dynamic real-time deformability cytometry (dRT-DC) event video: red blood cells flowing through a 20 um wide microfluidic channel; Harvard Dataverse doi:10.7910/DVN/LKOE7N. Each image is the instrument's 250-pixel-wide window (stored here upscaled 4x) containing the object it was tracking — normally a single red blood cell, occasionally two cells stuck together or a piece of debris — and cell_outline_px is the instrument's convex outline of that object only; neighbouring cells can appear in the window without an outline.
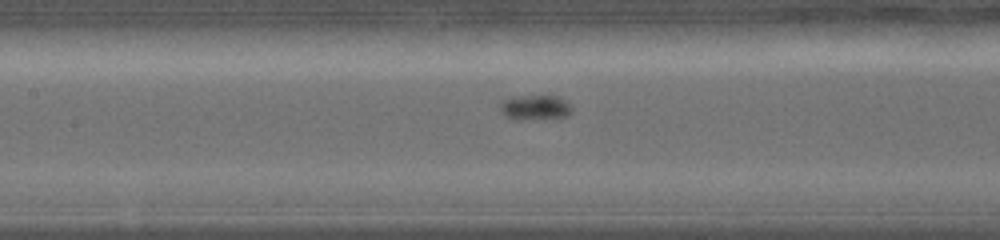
{"species": "common noctule bat (a hibernating species)", "species_latin": "Nyctalus noctula", "temperature_condition": "warm", "stored_images_in_passage": 15, "camera_frame_rate_fps": 5000, "um_per_image_px": 0.085, "animal": {"sex": "female", "body_mass_g": 19.0, "forearm_length_mm": 56.7}, "frame": {"image": 1, "passage_image": 13, "time_ms": 4.4, "image_size_px": [1000, 240], "cell_outline_px": [[572, 112], [568, 116], [516, 120], [512, 120], [504, 116], [500, 108], [500, 104], [504, 100], [512, 96], [560, 96], [572, 108]], "centroid_in_image_um": [45.45, 9.13], "position_along_channel_um": 161.9, "area_um2": 10.4}}
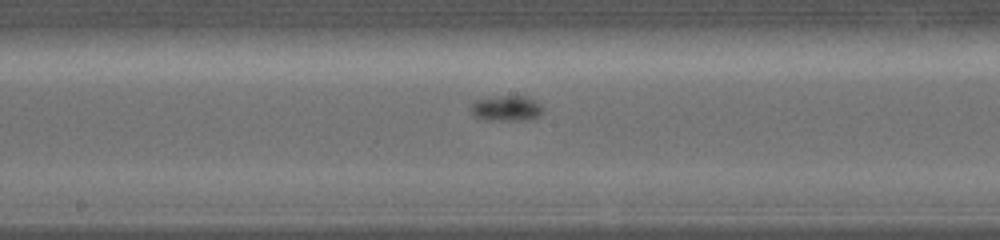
{"frame": {"image": 2, "passage_image": 15, "time_ms": 5.2, "image_size_px": [1000, 240], "cell_outline_px": [[544, 112], [540, 116], [528, 120], [484, 120], [472, 116], [472, 104], [476, 100], [504, 96], [528, 96], [540, 104], [544, 108]], "centroid_in_image_um": [43.1, 9.23], "position_along_channel_um": 205.1, "area_um2": 10.75}}